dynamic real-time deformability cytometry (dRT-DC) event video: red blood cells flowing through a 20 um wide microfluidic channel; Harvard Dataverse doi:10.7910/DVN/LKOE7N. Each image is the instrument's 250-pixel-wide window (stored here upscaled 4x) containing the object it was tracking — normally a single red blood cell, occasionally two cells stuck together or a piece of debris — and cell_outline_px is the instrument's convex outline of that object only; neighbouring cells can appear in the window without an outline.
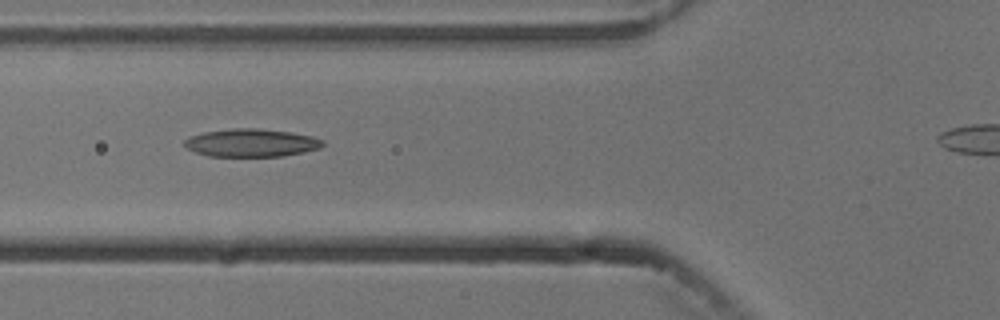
{"species": "common noctule bat (a hibernating species)", "species_latin": "Nyctalus noctula", "temperature_condition": "cold", "stored_images_in_passage": 10, "camera_frame_rate_fps": 3000, "um_per_image_px": 0.085, "animal": {"sex": "male", "body_mass_g": 13.3}, "frame": {"image": 1, "passage_image": 5, "time_ms": 5.667, "image_size_px": [1000, 320], "cell_outline_px": [[324, 144], [320, 148], [304, 152], [284, 156], [208, 156], [196, 152], [188, 148], [184, 144], [184, 140], [188, 136], [204, 132], [232, 128], [260, 128], [292, 132], [312, 136], [324, 140]], "centroid_in_image_um": [21.38, 12.13], "position_along_channel_um": 104.4, "area_um2": 22.66}}
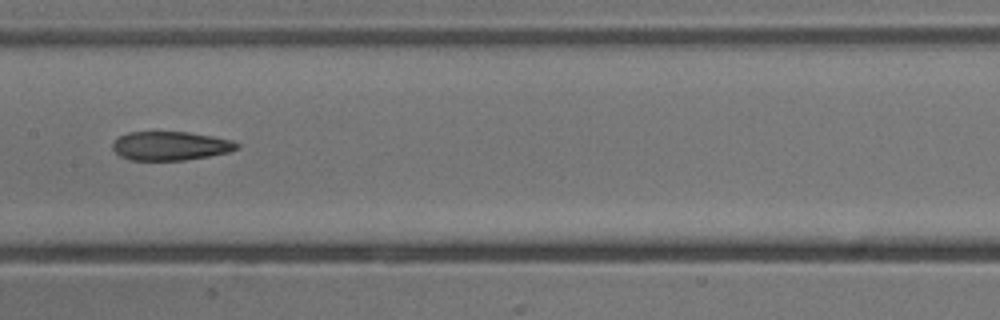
{"frame": {"image": 2, "passage_image": 7, "time_ms": 8.0, "image_size_px": [1000, 320], "cell_outline_px": [[240, 148], [228, 152], [208, 156], [184, 160], [132, 160], [120, 156], [112, 148], [112, 144], [120, 136], [128, 132], [188, 132], [212, 136], [232, 140], [240, 144]], "centroid_in_image_um": [14.51, 12.4], "position_along_channel_um": 192.9, "area_um2": 20.81}}
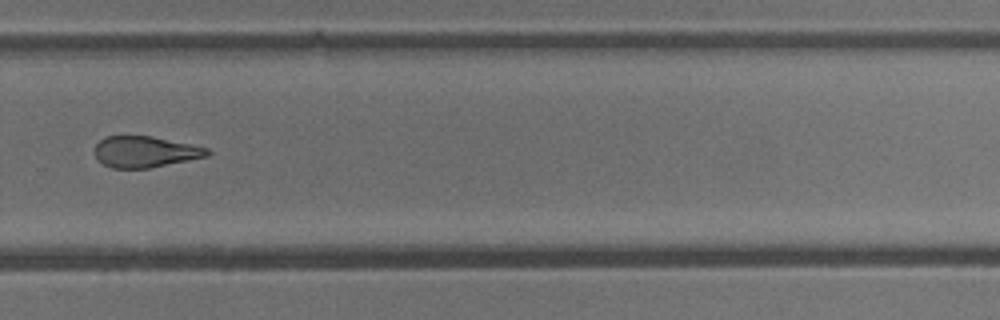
{"frame": {"image": 3, "passage_image": 10, "time_ms": 11.333, "image_size_px": [1000, 320], "cell_outline_px": [[212, 152], [208, 156], [148, 168], [112, 168], [104, 164], [96, 156], [96, 144], [104, 136], [152, 136], [208, 148]], "centroid_in_image_um": [12.35, 12.89], "position_along_channel_um": 317.5, "area_um2": 20.17}}